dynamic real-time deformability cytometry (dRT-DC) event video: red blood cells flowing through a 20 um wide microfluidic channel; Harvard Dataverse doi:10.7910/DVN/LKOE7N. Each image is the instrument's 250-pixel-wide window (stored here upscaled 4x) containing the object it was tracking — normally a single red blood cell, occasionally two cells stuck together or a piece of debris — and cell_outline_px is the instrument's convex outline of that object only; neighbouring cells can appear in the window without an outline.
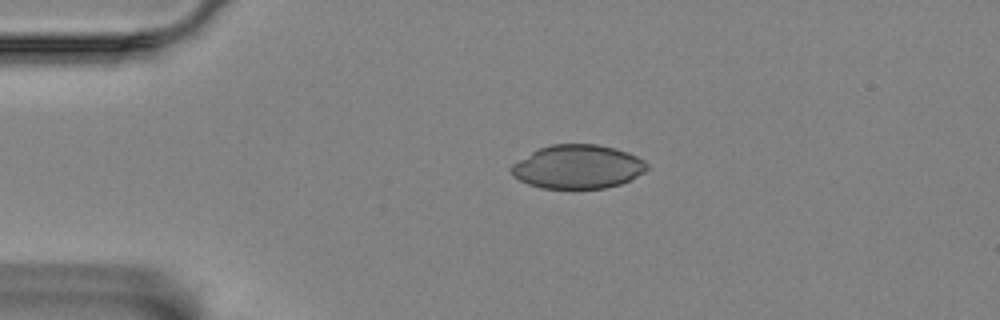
{"species": "Egyptian fruit bat (a non-hibernating species)", "species_latin": "Rousettus aegyptiacus", "temperature_condition": "room temperature", "stored_images_in_passage": 46, "camera_frame_rate_fps": 3000, "um_per_image_px": 0.085, "animal": {"sex": "female"}, "frame": {"image": 1, "passage_image": 1, "time_ms": 0.0, "image_size_px": [1000, 320], "cell_outline_px": [[648, 168], [644, 172], [620, 184], [604, 188], [540, 188], [528, 184], [512, 176], [508, 168], [512, 164], [532, 152], [540, 148], [552, 144], [596, 144], [616, 148], [628, 152], [644, 160], [648, 164]], "centroid_in_image_um": [49.09, 14.17], "position_along_channel_um": 35.9, "area_um2": 34.56}}
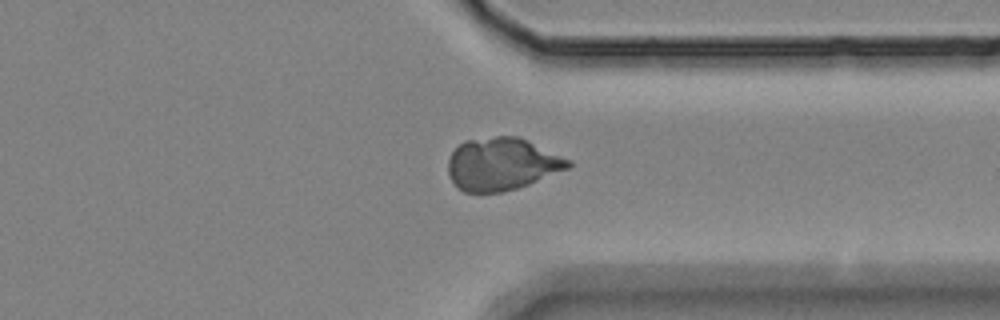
{"frame": {"image": 2, "passage_image": 33, "time_ms": 10.667, "image_size_px": [1000, 320], "cell_outline_px": [[572, 164], [568, 168], [528, 184], [504, 192], [464, 192], [448, 176], [448, 160], [452, 152], [464, 140], [496, 136], [520, 136], [568, 160]], "centroid_in_image_um": [42.62, 13.93], "position_along_channel_um": 368.8, "area_um2": 36.36}}
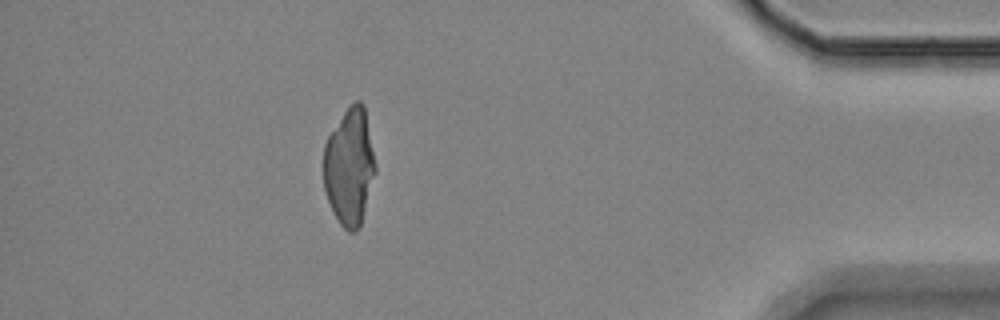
{"frame": {"image": 3, "passage_image": 40, "time_ms": 13.0, "image_size_px": [1000, 320], "cell_outline_px": [[376, 172], [360, 228], [356, 232], [348, 232], [340, 224], [328, 200], [324, 188], [324, 144], [328, 136], [344, 112], [356, 100], [360, 100], [364, 104], [376, 168]], "centroid_in_image_um": [29.71, 14.2], "position_along_channel_um": 405.5, "area_um2": 35.14}}